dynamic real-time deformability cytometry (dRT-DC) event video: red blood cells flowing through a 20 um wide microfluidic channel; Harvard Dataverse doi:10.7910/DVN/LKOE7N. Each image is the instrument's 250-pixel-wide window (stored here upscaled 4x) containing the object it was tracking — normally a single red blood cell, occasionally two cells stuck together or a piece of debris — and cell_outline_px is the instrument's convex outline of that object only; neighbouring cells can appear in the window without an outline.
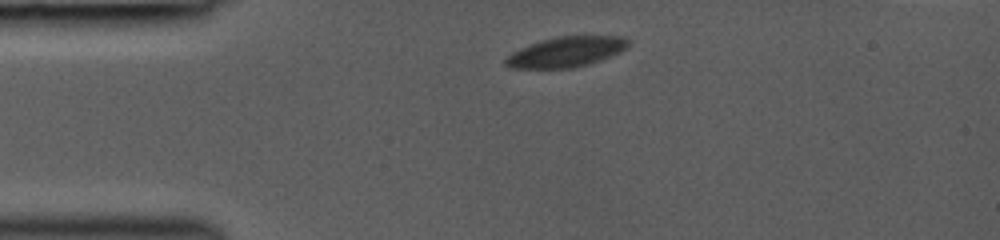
{"species": "common noctule bat (a hibernating species)", "species_latin": "Nyctalus noctula", "temperature_condition": "room temperature", "stored_images_in_passage": 2, "camera_frame_rate_fps": 3000, "um_per_image_px": 0.085, "animal": {"sex": "female", "body_mass_g": 19.0, "forearm_length_mm": 53.3}, "frame": {"image": 1, "passage_image": 1, "time_ms": 0.0, "image_size_px": [1000, 240], "cell_outline_px": [[628, 48], [620, 52], [600, 60], [572, 68], [508, 68], [504, 64], [504, 60], [512, 52], [520, 48], [544, 40], [560, 36], [624, 36], [628, 40]], "centroid_in_image_um": [48.12, 4.41], "position_along_channel_um": 36.9, "area_um2": 21.39}}